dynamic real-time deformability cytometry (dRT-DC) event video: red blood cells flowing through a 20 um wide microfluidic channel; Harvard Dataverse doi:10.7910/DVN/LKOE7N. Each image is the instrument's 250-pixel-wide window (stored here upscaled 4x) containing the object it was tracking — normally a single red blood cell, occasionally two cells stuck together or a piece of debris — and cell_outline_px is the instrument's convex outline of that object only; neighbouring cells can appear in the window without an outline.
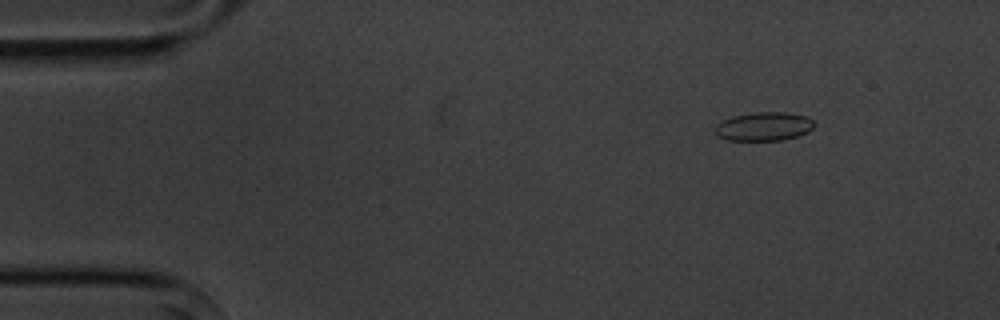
{"species": "common noctule bat (a hibernating species)", "species_latin": "Nyctalus noctula", "temperature_condition": "cold", "stored_images_in_passage": 6, "camera_frame_rate_fps": 3000, "um_per_image_px": 0.085, "animal": {"sex": "male", "body_mass_g": 20.1, "forearm_length_mm": 53.5}, "frame": {"image": 1, "passage_image": 2, "time_ms": 1.0, "image_size_px": [1000, 320], "cell_outline_px": [[816, 124], [808, 132], [784, 140], [724, 140], [716, 136], [716, 124], [732, 116], [756, 112], [784, 112], [804, 116], [812, 120]], "centroid_in_image_um": [64.91, 10.75], "position_along_channel_um": 20.1, "area_um2": 16.53}}
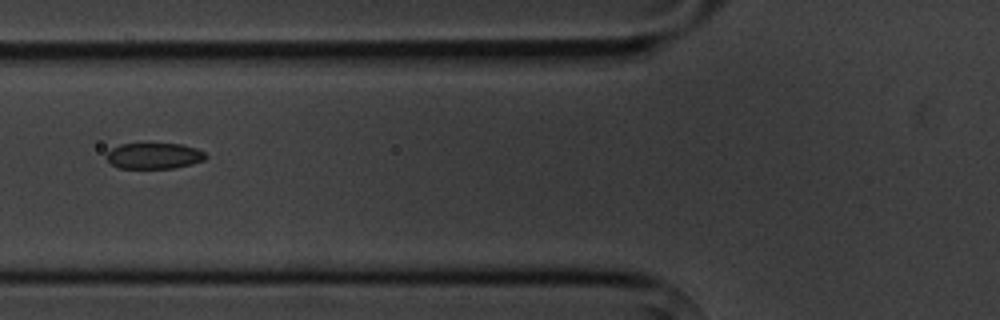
{"frame": {"image": 2, "passage_image": 6, "time_ms": 5.667, "image_size_px": [1000, 320], "cell_outline_px": [[208, 156], [204, 160], [192, 164], [176, 168], [120, 168], [112, 164], [104, 156], [112, 148], [120, 144], [180, 144], [196, 148], [204, 152]], "centroid_in_image_um": [13.11, 13.25], "position_along_channel_um": 112.7, "area_um2": 14.97}}